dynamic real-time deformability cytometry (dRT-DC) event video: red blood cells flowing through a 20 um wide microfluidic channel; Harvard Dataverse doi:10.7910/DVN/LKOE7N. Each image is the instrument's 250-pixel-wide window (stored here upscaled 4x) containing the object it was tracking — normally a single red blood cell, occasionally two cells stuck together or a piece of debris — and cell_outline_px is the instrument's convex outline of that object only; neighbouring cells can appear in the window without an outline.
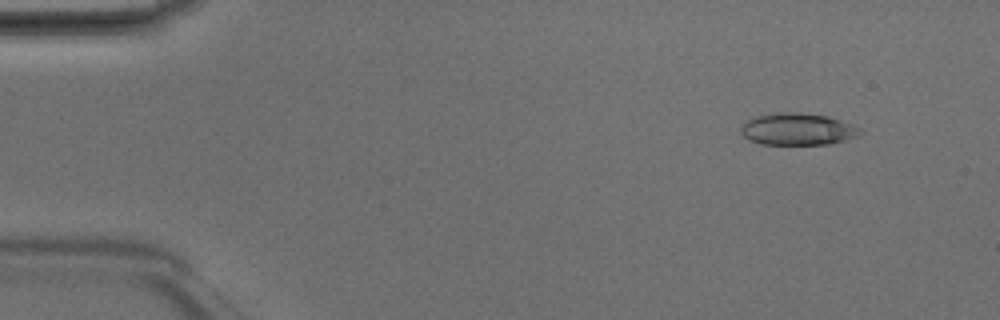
{"species": "Egyptian fruit bat (a non-hibernating species)", "species_latin": "Rousettus aegyptiacus", "temperature_condition": "room temperature", "stored_images_in_passage": 4, "camera_frame_rate_fps": 3000, "um_per_image_px": 0.085, "animal": {"sex": "male"}, "frame": {"image": 1, "passage_image": 1, "time_ms": 0.0, "image_size_px": [1000, 320], "cell_outline_px": [[864, 132], [856, 136], [844, 140], [828, 144], [760, 144], [748, 140], [740, 132], [740, 128], [748, 120], [756, 116], [776, 112], [800, 112], [828, 116], [852, 124], [860, 128]], "centroid_in_image_um": [67.79, 10.97], "position_along_channel_um": 17.2, "area_um2": 22.25}}